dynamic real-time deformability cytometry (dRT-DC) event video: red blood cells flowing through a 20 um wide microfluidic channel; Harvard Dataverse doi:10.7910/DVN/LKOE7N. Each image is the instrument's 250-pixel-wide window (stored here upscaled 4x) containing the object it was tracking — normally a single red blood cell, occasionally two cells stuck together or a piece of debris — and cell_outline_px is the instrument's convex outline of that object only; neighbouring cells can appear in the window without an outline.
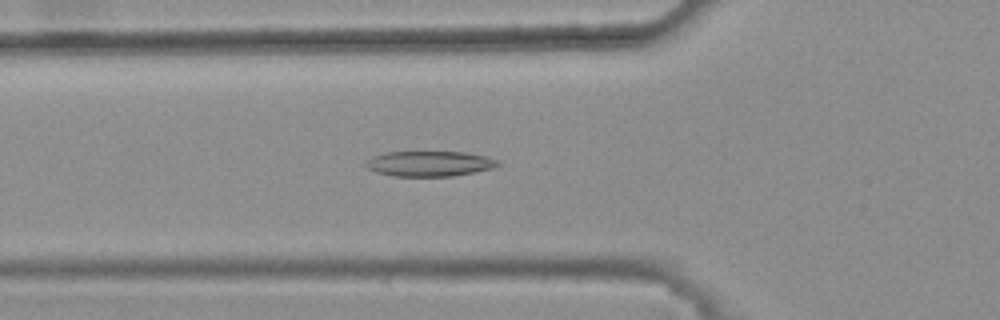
{"species": "common noctule bat (a hibernating species)", "species_latin": "Nyctalus noctula", "temperature_condition": "warm", "stored_images_in_passage": 46, "camera_frame_rate_fps": 3000, "um_per_image_px": 0.085, "animal": {"sex": "female", "body_mass_g": 25.1}, "frame": {"image": 1, "passage_image": 19, "time_ms": 6.0, "image_size_px": [1000, 320], "cell_outline_px": [[500, 164], [492, 168], [476, 172], [452, 176], [392, 176], [376, 172], [364, 168], [364, 164], [372, 156], [388, 152], [464, 152], [488, 156], [496, 160]], "centroid_in_image_um": [36.48, 13.91], "position_along_channel_um": 89.3, "area_um2": 19.54}}
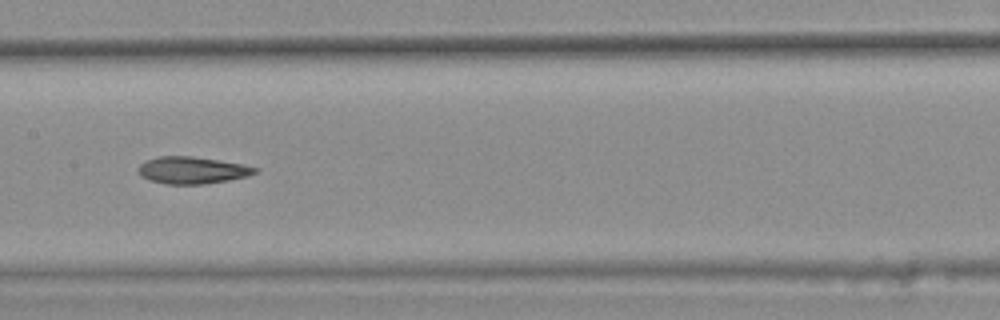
{"frame": {"image": 2, "passage_image": 27, "time_ms": 8.667, "image_size_px": [1000, 320], "cell_outline_px": [[260, 168], [256, 172], [248, 176], [228, 180], [204, 184], [164, 184], [148, 180], [140, 176], [136, 172], [136, 168], [144, 160], [156, 156], [192, 156], [244, 164]], "centroid_in_image_um": [16.27, 14.46], "position_along_channel_um": 191.1, "area_um2": 18.73}}
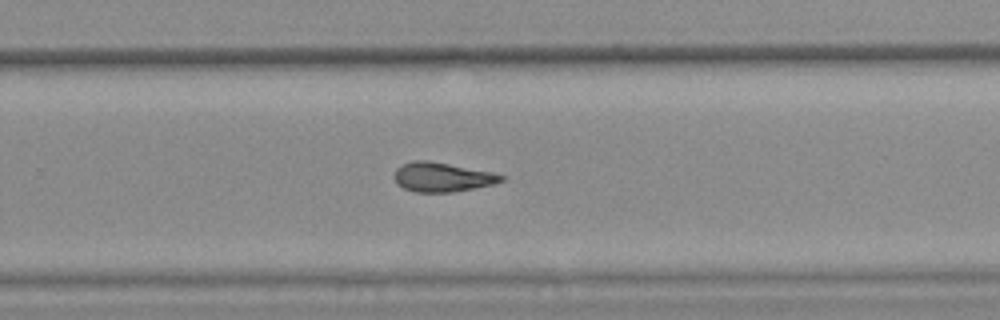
{"frame": {"image": 3, "passage_image": 35, "time_ms": 11.333, "image_size_px": [1000, 320], "cell_outline_px": [[504, 180], [496, 184], [452, 192], [416, 192], [404, 188], [396, 184], [392, 176], [396, 168], [400, 164], [412, 160], [428, 160], [492, 172], [504, 176]], "centroid_in_image_um": [37.53, 15.05], "position_along_channel_um": 292.3, "area_um2": 18.5}, "authors_computed_cell_mechanics": {"area_um2": 18.785, "velocity_mm_per_s": 3.8019, "shape_relaxation_time_tau1_ms": null, "shape_relaxation_time_tau2_ms": 5.7621, "deformation_change_tau1": null, "deformation_change_tau2": 0.1641}}